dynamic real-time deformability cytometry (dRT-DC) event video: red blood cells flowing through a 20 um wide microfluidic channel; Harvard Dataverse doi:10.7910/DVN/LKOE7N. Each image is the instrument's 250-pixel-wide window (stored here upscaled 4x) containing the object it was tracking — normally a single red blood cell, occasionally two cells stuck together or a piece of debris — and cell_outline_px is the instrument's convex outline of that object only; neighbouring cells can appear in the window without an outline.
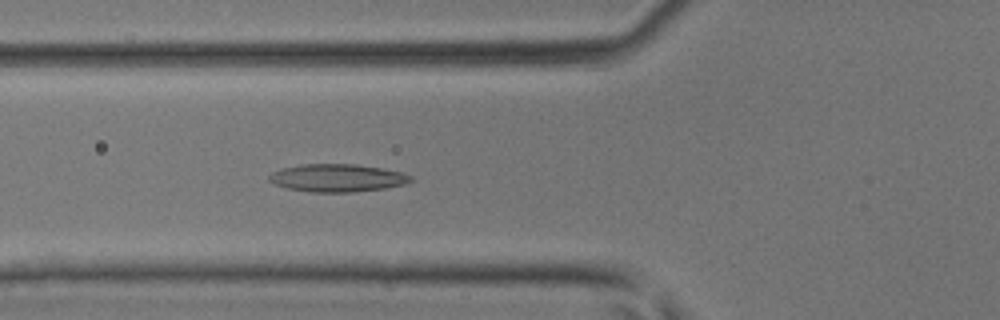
{"species": "common noctule bat (a hibernating species)", "species_latin": "Nyctalus noctula", "temperature_condition": "room temperature", "stored_images_in_passage": 45, "camera_frame_rate_fps": 3000, "um_per_image_px": 0.085, "animal": {"sex": "male", "body_mass_g": 17.9, "forearm_length_mm": 54.2}, "frame": {"image": 1, "passage_image": 17, "time_ms": 5.333, "image_size_px": [1000, 320], "cell_outline_px": [[416, 180], [404, 184], [384, 188], [352, 192], [308, 192], [288, 188], [276, 184], [268, 180], [268, 176], [272, 172], [280, 168], [304, 164], [356, 164], [404, 172], [412, 176]], "centroid_in_image_um": [28.69, 15.12], "position_along_channel_um": 97.1, "area_um2": 23.0}}
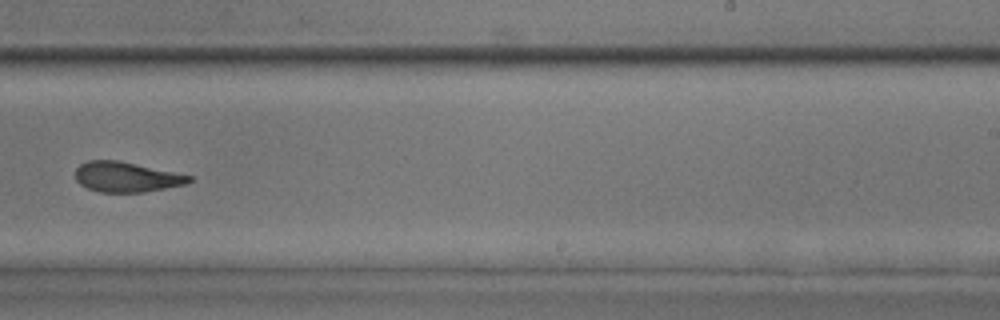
{"frame": {"image": 2, "passage_image": 29, "time_ms": 9.333, "image_size_px": [1000, 320], "cell_outline_px": [[192, 180], [184, 184], [144, 192], [100, 192], [88, 188], [80, 184], [76, 180], [76, 168], [80, 164], [88, 160], [116, 160], [192, 176]], "centroid_in_image_um": [10.69, 15.04], "position_along_channel_um": 278.3, "area_um2": 19.59}}
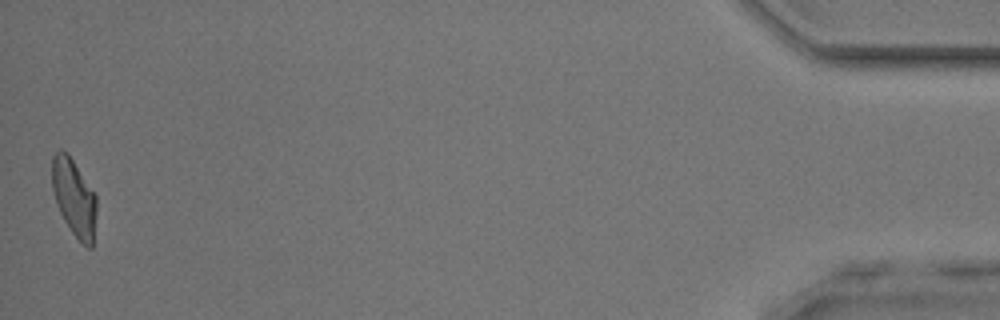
{"frame": {"image": 3, "passage_image": 45, "time_ms": 14.667, "image_size_px": [1000, 320], "cell_outline_px": [[96, 212], [92, 248], [88, 248], [72, 232], [64, 220], [56, 204], [52, 188], [52, 156], [60, 148], [68, 152], [96, 196]], "centroid_in_image_um": [6.28, 16.76], "position_along_channel_um": 428.9, "area_um2": 19.88}}